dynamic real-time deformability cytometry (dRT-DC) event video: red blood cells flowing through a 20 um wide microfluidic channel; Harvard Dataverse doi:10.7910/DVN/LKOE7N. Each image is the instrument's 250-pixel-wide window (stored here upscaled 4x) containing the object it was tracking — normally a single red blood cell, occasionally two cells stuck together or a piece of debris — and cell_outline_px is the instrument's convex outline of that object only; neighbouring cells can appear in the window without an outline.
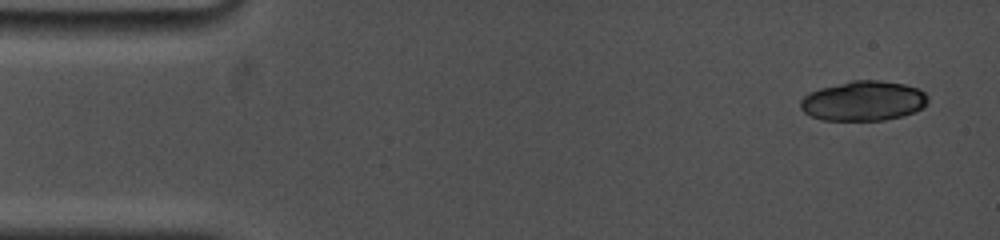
{"species": "common noctule bat (a hibernating species)", "species_latin": "Nyctalus noctula", "temperature_condition": "cold", "stored_images_in_passage": 5, "camera_frame_rate_fps": 5000, "um_per_image_px": 0.085, "animal": {"sex": "female", "body_mass_g": 19.0, "forearm_length_mm": 53.3}, "frame": {"image": 1, "passage_image": 1, "time_ms": 0.0, "image_size_px": [1000, 240], "cell_outline_px": [[928, 100], [924, 108], [916, 112], [904, 116], [884, 120], [820, 120], [804, 112], [800, 108], [800, 100], [808, 92], [820, 88], [852, 80], [880, 80], [904, 84], [916, 88], [924, 92], [928, 96]], "centroid_in_image_um": [73.4, 8.58], "position_along_channel_um": 11.6, "area_um2": 29.82}}